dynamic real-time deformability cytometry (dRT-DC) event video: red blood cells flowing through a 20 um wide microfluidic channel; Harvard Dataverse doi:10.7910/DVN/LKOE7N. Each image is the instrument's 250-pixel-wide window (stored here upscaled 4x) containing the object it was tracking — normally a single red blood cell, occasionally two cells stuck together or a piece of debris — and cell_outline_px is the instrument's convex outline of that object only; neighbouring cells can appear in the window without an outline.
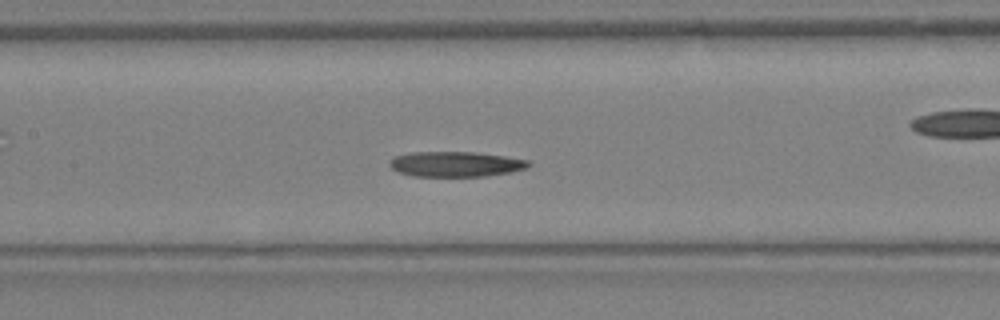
{"species": "Egyptian fruit bat (a non-hibernating species)", "species_latin": "Rousettus aegyptiacus", "temperature_condition": "warm", "stored_images_in_passage": 17, "camera_frame_rate_fps": 3000, "um_per_image_px": 0.085, "animal": {"sex": "female"}, "frame": {"image": 1, "passage_image": 6, "time_ms": 1.667, "image_size_px": [1000, 320], "cell_outline_px": [[532, 164], [528, 168], [512, 172], [484, 176], [412, 176], [400, 172], [392, 168], [388, 164], [388, 160], [396, 156], [412, 152], [476, 152], [504, 156], [528, 160]], "centroid_in_image_um": [38.75, 13.95], "position_along_channel_um": 168.6, "area_um2": 20.46}}
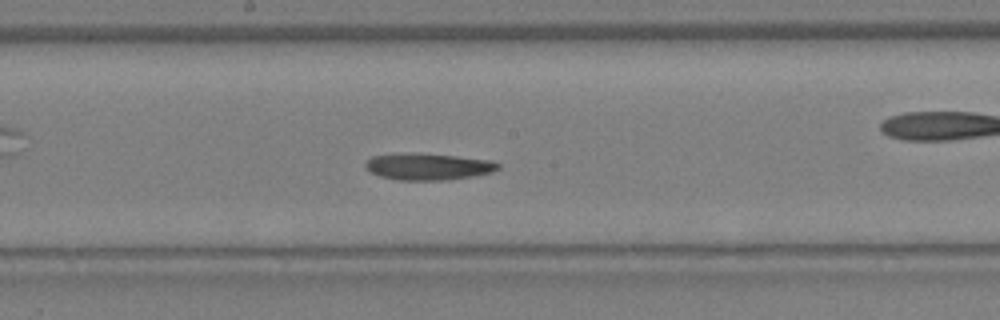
{"frame": {"image": 2, "passage_image": 8, "time_ms": 2.333, "image_size_px": [1000, 320], "cell_outline_px": [[500, 168], [492, 172], [476, 176], [448, 180], [400, 180], [380, 176], [372, 172], [364, 164], [372, 156], [456, 156], [492, 160], [500, 164]], "centroid_in_image_um": [36.53, 14.22], "position_along_channel_um": 211.7, "area_um2": 19.48}}